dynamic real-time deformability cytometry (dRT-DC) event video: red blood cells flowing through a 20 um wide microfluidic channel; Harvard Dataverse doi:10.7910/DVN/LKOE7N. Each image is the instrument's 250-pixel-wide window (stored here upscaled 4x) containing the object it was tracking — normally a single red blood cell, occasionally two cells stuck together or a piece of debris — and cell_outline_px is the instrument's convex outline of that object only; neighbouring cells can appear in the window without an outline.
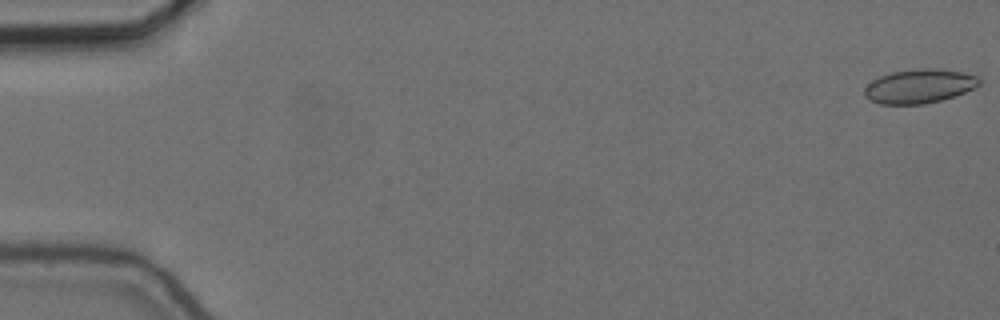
{"species": "common noctule bat (a hibernating species)", "species_latin": "Nyctalus noctula", "temperature_condition": "cold", "stored_images_in_passage": 57, "camera_frame_rate_fps": 3000, "um_per_image_px": 0.085, "animal": {"sex": "female", "body_mass_g": 24.6, "forearm_length_mm": 56.2}, "frame": {"image": 1, "passage_image": 1, "time_ms": 0.0, "image_size_px": [1000, 320], "cell_outline_px": [[980, 84], [964, 92], [940, 100], [924, 104], [880, 104], [864, 96], [864, 88], [872, 80], [880, 76], [892, 72], [924, 68], [928, 68], [964, 72], [980, 76]], "centroid_in_image_um": [78.13, 7.32], "position_along_channel_um": 6.9, "area_um2": 22.54}}
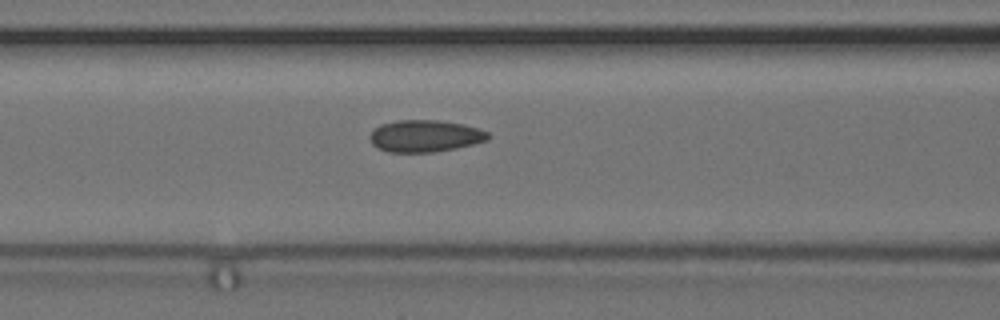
{"frame": {"image": 2, "passage_image": 24, "time_ms": 7.667, "image_size_px": [1000, 320], "cell_outline_px": [[492, 136], [488, 140], [456, 148], [432, 152], [388, 152], [376, 148], [372, 144], [368, 136], [380, 124], [396, 120], [440, 120], [464, 124], [488, 132]], "centroid_in_image_um": [36.11, 11.56], "position_along_channel_um": 130.5, "area_um2": 22.14}}
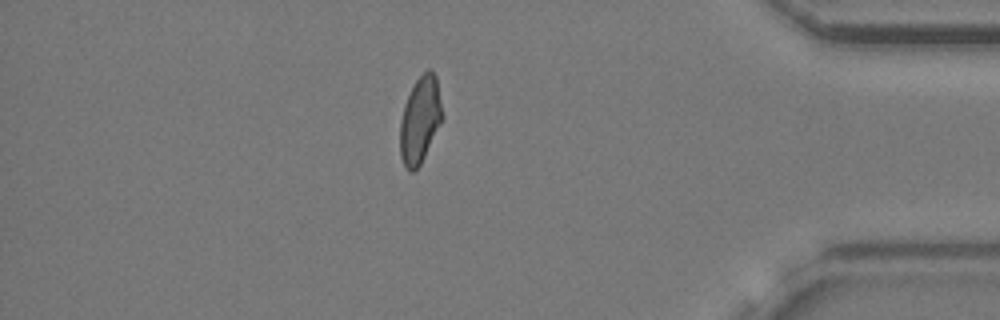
{"frame": {"image": 3, "passage_image": 49, "time_ms": 16.0, "image_size_px": [1000, 320], "cell_outline_px": [[444, 116], [420, 164], [412, 172], [408, 172], [400, 156], [400, 120], [404, 104], [416, 80], [428, 68], [436, 76]], "centroid_in_image_um": [35.7, 10.19], "position_along_channel_um": 399.5, "area_um2": 21.1}, "authors_computed_cell_mechanics": {"area_um2": 21.9062, "velocity_mm_per_s": 3.6637, "shape_relaxation_time_tau1_ms": null, "shape_relaxation_time_tau2_ms": 1.6841, "deformation_change_tau1": null, "deformation_change_tau2": 0.069}}